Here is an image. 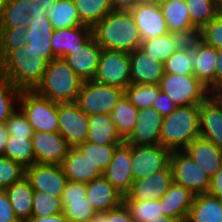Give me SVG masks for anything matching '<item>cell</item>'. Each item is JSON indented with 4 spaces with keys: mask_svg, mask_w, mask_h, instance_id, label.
<instances>
[{
    "mask_svg": "<svg viewBox=\"0 0 222 222\" xmlns=\"http://www.w3.org/2000/svg\"><path fill=\"white\" fill-rule=\"evenodd\" d=\"M200 137L222 148V105L210 94L199 105Z\"/></svg>",
    "mask_w": 222,
    "mask_h": 222,
    "instance_id": "22",
    "label": "cell"
},
{
    "mask_svg": "<svg viewBox=\"0 0 222 222\" xmlns=\"http://www.w3.org/2000/svg\"><path fill=\"white\" fill-rule=\"evenodd\" d=\"M28 21V15L19 8V0H5L0 13V28L27 27Z\"/></svg>",
    "mask_w": 222,
    "mask_h": 222,
    "instance_id": "44",
    "label": "cell"
},
{
    "mask_svg": "<svg viewBox=\"0 0 222 222\" xmlns=\"http://www.w3.org/2000/svg\"><path fill=\"white\" fill-rule=\"evenodd\" d=\"M160 7L170 33L186 41L198 36L199 30L192 24L185 0H170Z\"/></svg>",
    "mask_w": 222,
    "mask_h": 222,
    "instance_id": "23",
    "label": "cell"
},
{
    "mask_svg": "<svg viewBox=\"0 0 222 222\" xmlns=\"http://www.w3.org/2000/svg\"><path fill=\"white\" fill-rule=\"evenodd\" d=\"M87 222H109V211L96 212Z\"/></svg>",
    "mask_w": 222,
    "mask_h": 222,
    "instance_id": "59",
    "label": "cell"
},
{
    "mask_svg": "<svg viewBox=\"0 0 222 222\" xmlns=\"http://www.w3.org/2000/svg\"><path fill=\"white\" fill-rule=\"evenodd\" d=\"M86 192V183L67 181L61 197L67 222H87L96 213L86 199Z\"/></svg>",
    "mask_w": 222,
    "mask_h": 222,
    "instance_id": "17",
    "label": "cell"
},
{
    "mask_svg": "<svg viewBox=\"0 0 222 222\" xmlns=\"http://www.w3.org/2000/svg\"><path fill=\"white\" fill-rule=\"evenodd\" d=\"M212 178L222 166V148L202 137L196 138L184 150Z\"/></svg>",
    "mask_w": 222,
    "mask_h": 222,
    "instance_id": "27",
    "label": "cell"
},
{
    "mask_svg": "<svg viewBox=\"0 0 222 222\" xmlns=\"http://www.w3.org/2000/svg\"><path fill=\"white\" fill-rule=\"evenodd\" d=\"M145 1L161 6L162 4L167 3L170 0H145Z\"/></svg>",
    "mask_w": 222,
    "mask_h": 222,
    "instance_id": "63",
    "label": "cell"
},
{
    "mask_svg": "<svg viewBox=\"0 0 222 222\" xmlns=\"http://www.w3.org/2000/svg\"><path fill=\"white\" fill-rule=\"evenodd\" d=\"M186 222H222V200L208 192L195 195Z\"/></svg>",
    "mask_w": 222,
    "mask_h": 222,
    "instance_id": "32",
    "label": "cell"
},
{
    "mask_svg": "<svg viewBox=\"0 0 222 222\" xmlns=\"http://www.w3.org/2000/svg\"><path fill=\"white\" fill-rule=\"evenodd\" d=\"M20 93L8 79L0 78V124L6 123L17 109Z\"/></svg>",
    "mask_w": 222,
    "mask_h": 222,
    "instance_id": "42",
    "label": "cell"
},
{
    "mask_svg": "<svg viewBox=\"0 0 222 222\" xmlns=\"http://www.w3.org/2000/svg\"><path fill=\"white\" fill-rule=\"evenodd\" d=\"M215 70V89L222 87V48L218 49V57Z\"/></svg>",
    "mask_w": 222,
    "mask_h": 222,
    "instance_id": "57",
    "label": "cell"
},
{
    "mask_svg": "<svg viewBox=\"0 0 222 222\" xmlns=\"http://www.w3.org/2000/svg\"><path fill=\"white\" fill-rule=\"evenodd\" d=\"M102 176L123 195L131 190L134 182L131 170V145L123 142L116 147L112 160Z\"/></svg>",
    "mask_w": 222,
    "mask_h": 222,
    "instance_id": "14",
    "label": "cell"
},
{
    "mask_svg": "<svg viewBox=\"0 0 222 222\" xmlns=\"http://www.w3.org/2000/svg\"><path fill=\"white\" fill-rule=\"evenodd\" d=\"M81 22L94 27L112 11L110 0H73Z\"/></svg>",
    "mask_w": 222,
    "mask_h": 222,
    "instance_id": "38",
    "label": "cell"
},
{
    "mask_svg": "<svg viewBox=\"0 0 222 222\" xmlns=\"http://www.w3.org/2000/svg\"><path fill=\"white\" fill-rule=\"evenodd\" d=\"M58 124L61 134L70 148L87 141L88 116L75 102L58 103Z\"/></svg>",
    "mask_w": 222,
    "mask_h": 222,
    "instance_id": "11",
    "label": "cell"
},
{
    "mask_svg": "<svg viewBox=\"0 0 222 222\" xmlns=\"http://www.w3.org/2000/svg\"><path fill=\"white\" fill-rule=\"evenodd\" d=\"M160 92L159 85L154 84H129L124 90L125 96L138 110L151 108Z\"/></svg>",
    "mask_w": 222,
    "mask_h": 222,
    "instance_id": "41",
    "label": "cell"
},
{
    "mask_svg": "<svg viewBox=\"0 0 222 222\" xmlns=\"http://www.w3.org/2000/svg\"><path fill=\"white\" fill-rule=\"evenodd\" d=\"M32 136L8 135L4 153L5 157L21 164L24 168L35 164Z\"/></svg>",
    "mask_w": 222,
    "mask_h": 222,
    "instance_id": "36",
    "label": "cell"
},
{
    "mask_svg": "<svg viewBox=\"0 0 222 222\" xmlns=\"http://www.w3.org/2000/svg\"><path fill=\"white\" fill-rule=\"evenodd\" d=\"M146 222H180L177 218L168 216H159L153 219H147Z\"/></svg>",
    "mask_w": 222,
    "mask_h": 222,
    "instance_id": "60",
    "label": "cell"
},
{
    "mask_svg": "<svg viewBox=\"0 0 222 222\" xmlns=\"http://www.w3.org/2000/svg\"><path fill=\"white\" fill-rule=\"evenodd\" d=\"M197 37L209 46L222 48V11L198 31Z\"/></svg>",
    "mask_w": 222,
    "mask_h": 222,
    "instance_id": "48",
    "label": "cell"
},
{
    "mask_svg": "<svg viewBox=\"0 0 222 222\" xmlns=\"http://www.w3.org/2000/svg\"><path fill=\"white\" fill-rule=\"evenodd\" d=\"M185 41L181 36L169 32L166 35L142 41L140 48L156 61L164 64Z\"/></svg>",
    "mask_w": 222,
    "mask_h": 222,
    "instance_id": "33",
    "label": "cell"
},
{
    "mask_svg": "<svg viewBox=\"0 0 222 222\" xmlns=\"http://www.w3.org/2000/svg\"><path fill=\"white\" fill-rule=\"evenodd\" d=\"M61 166L69 181L89 183L101 176L92 163L77 148H69Z\"/></svg>",
    "mask_w": 222,
    "mask_h": 222,
    "instance_id": "29",
    "label": "cell"
},
{
    "mask_svg": "<svg viewBox=\"0 0 222 222\" xmlns=\"http://www.w3.org/2000/svg\"><path fill=\"white\" fill-rule=\"evenodd\" d=\"M19 8L28 15L31 11V0H19Z\"/></svg>",
    "mask_w": 222,
    "mask_h": 222,
    "instance_id": "61",
    "label": "cell"
},
{
    "mask_svg": "<svg viewBox=\"0 0 222 222\" xmlns=\"http://www.w3.org/2000/svg\"><path fill=\"white\" fill-rule=\"evenodd\" d=\"M31 140L35 163L39 164L61 165L70 148L59 133L36 131Z\"/></svg>",
    "mask_w": 222,
    "mask_h": 222,
    "instance_id": "16",
    "label": "cell"
},
{
    "mask_svg": "<svg viewBox=\"0 0 222 222\" xmlns=\"http://www.w3.org/2000/svg\"><path fill=\"white\" fill-rule=\"evenodd\" d=\"M92 30L102 49L131 53L142 43L130 11H111Z\"/></svg>",
    "mask_w": 222,
    "mask_h": 222,
    "instance_id": "1",
    "label": "cell"
},
{
    "mask_svg": "<svg viewBox=\"0 0 222 222\" xmlns=\"http://www.w3.org/2000/svg\"><path fill=\"white\" fill-rule=\"evenodd\" d=\"M163 116L153 107L138 110L136 124L124 140L129 145H159Z\"/></svg>",
    "mask_w": 222,
    "mask_h": 222,
    "instance_id": "18",
    "label": "cell"
},
{
    "mask_svg": "<svg viewBox=\"0 0 222 222\" xmlns=\"http://www.w3.org/2000/svg\"><path fill=\"white\" fill-rule=\"evenodd\" d=\"M171 151L162 145H131V170L135 180L143 179L170 165Z\"/></svg>",
    "mask_w": 222,
    "mask_h": 222,
    "instance_id": "10",
    "label": "cell"
},
{
    "mask_svg": "<svg viewBox=\"0 0 222 222\" xmlns=\"http://www.w3.org/2000/svg\"><path fill=\"white\" fill-rule=\"evenodd\" d=\"M25 176V168L4 155H0V190H5Z\"/></svg>",
    "mask_w": 222,
    "mask_h": 222,
    "instance_id": "47",
    "label": "cell"
},
{
    "mask_svg": "<svg viewBox=\"0 0 222 222\" xmlns=\"http://www.w3.org/2000/svg\"><path fill=\"white\" fill-rule=\"evenodd\" d=\"M142 0H110L112 11H130Z\"/></svg>",
    "mask_w": 222,
    "mask_h": 222,
    "instance_id": "55",
    "label": "cell"
},
{
    "mask_svg": "<svg viewBox=\"0 0 222 222\" xmlns=\"http://www.w3.org/2000/svg\"><path fill=\"white\" fill-rule=\"evenodd\" d=\"M54 30L85 25L81 22L73 0H58L46 13Z\"/></svg>",
    "mask_w": 222,
    "mask_h": 222,
    "instance_id": "34",
    "label": "cell"
},
{
    "mask_svg": "<svg viewBox=\"0 0 222 222\" xmlns=\"http://www.w3.org/2000/svg\"><path fill=\"white\" fill-rule=\"evenodd\" d=\"M18 107L34 132L59 133L58 103L38 95L34 90H22Z\"/></svg>",
    "mask_w": 222,
    "mask_h": 222,
    "instance_id": "5",
    "label": "cell"
},
{
    "mask_svg": "<svg viewBox=\"0 0 222 222\" xmlns=\"http://www.w3.org/2000/svg\"><path fill=\"white\" fill-rule=\"evenodd\" d=\"M197 53V63L194 68L195 77L205 85L210 92L215 90V70L218 49L205 44L198 37L187 41Z\"/></svg>",
    "mask_w": 222,
    "mask_h": 222,
    "instance_id": "24",
    "label": "cell"
},
{
    "mask_svg": "<svg viewBox=\"0 0 222 222\" xmlns=\"http://www.w3.org/2000/svg\"><path fill=\"white\" fill-rule=\"evenodd\" d=\"M120 144H96L85 141L76 148L92 163L94 168L102 175L112 160L114 150Z\"/></svg>",
    "mask_w": 222,
    "mask_h": 222,
    "instance_id": "39",
    "label": "cell"
},
{
    "mask_svg": "<svg viewBox=\"0 0 222 222\" xmlns=\"http://www.w3.org/2000/svg\"><path fill=\"white\" fill-rule=\"evenodd\" d=\"M6 126L9 135L15 136H32L33 129L29 124L25 114L22 110L17 107V109L11 114V116L6 120Z\"/></svg>",
    "mask_w": 222,
    "mask_h": 222,
    "instance_id": "49",
    "label": "cell"
},
{
    "mask_svg": "<svg viewBox=\"0 0 222 222\" xmlns=\"http://www.w3.org/2000/svg\"><path fill=\"white\" fill-rule=\"evenodd\" d=\"M128 208L131 217L135 222H146L147 219H153L163 216L160 200L155 201H123Z\"/></svg>",
    "mask_w": 222,
    "mask_h": 222,
    "instance_id": "45",
    "label": "cell"
},
{
    "mask_svg": "<svg viewBox=\"0 0 222 222\" xmlns=\"http://www.w3.org/2000/svg\"><path fill=\"white\" fill-rule=\"evenodd\" d=\"M110 115L115 124L117 133L123 140H125L134 129L138 109L130 103L124 94L112 109Z\"/></svg>",
    "mask_w": 222,
    "mask_h": 222,
    "instance_id": "35",
    "label": "cell"
},
{
    "mask_svg": "<svg viewBox=\"0 0 222 222\" xmlns=\"http://www.w3.org/2000/svg\"><path fill=\"white\" fill-rule=\"evenodd\" d=\"M58 0H31V11L28 13L29 19L35 16L46 15L49 11V5L55 4Z\"/></svg>",
    "mask_w": 222,
    "mask_h": 222,
    "instance_id": "52",
    "label": "cell"
},
{
    "mask_svg": "<svg viewBox=\"0 0 222 222\" xmlns=\"http://www.w3.org/2000/svg\"><path fill=\"white\" fill-rule=\"evenodd\" d=\"M197 53L185 41L165 62L164 71L169 74H194Z\"/></svg>",
    "mask_w": 222,
    "mask_h": 222,
    "instance_id": "37",
    "label": "cell"
},
{
    "mask_svg": "<svg viewBox=\"0 0 222 222\" xmlns=\"http://www.w3.org/2000/svg\"><path fill=\"white\" fill-rule=\"evenodd\" d=\"M208 193L222 200V166L218 172L211 178Z\"/></svg>",
    "mask_w": 222,
    "mask_h": 222,
    "instance_id": "54",
    "label": "cell"
},
{
    "mask_svg": "<svg viewBox=\"0 0 222 222\" xmlns=\"http://www.w3.org/2000/svg\"><path fill=\"white\" fill-rule=\"evenodd\" d=\"M92 36V27L88 25L54 30L51 37L52 53L55 58H64L76 48L82 47Z\"/></svg>",
    "mask_w": 222,
    "mask_h": 222,
    "instance_id": "26",
    "label": "cell"
},
{
    "mask_svg": "<svg viewBox=\"0 0 222 222\" xmlns=\"http://www.w3.org/2000/svg\"><path fill=\"white\" fill-rule=\"evenodd\" d=\"M173 182L170 165L159 172L140 180H135L131 190L123 196V201H155L167 192Z\"/></svg>",
    "mask_w": 222,
    "mask_h": 222,
    "instance_id": "15",
    "label": "cell"
},
{
    "mask_svg": "<svg viewBox=\"0 0 222 222\" xmlns=\"http://www.w3.org/2000/svg\"><path fill=\"white\" fill-rule=\"evenodd\" d=\"M62 212L61 197L50 196L44 192L34 191L32 216L48 217Z\"/></svg>",
    "mask_w": 222,
    "mask_h": 222,
    "instance_id": "43",
    "label": "cell"
},
{
    "mask_svg": "<svg viewBox=\"0 0 222 222\" xmlns=\"http://www.w3.org/2000/svg\"><path fill=\"white\" fill-rule=\"evenodd\" d=\"M0 222H19L5 190H0Z\"/></svg>",
    "mask_w": 222,
    "mask_h": 222,
    "instance_id": "50",
    "label": "cell"
},
{
    "mask_svg": "<svg viewBox=\"0 0 222 222\" xmlns=\"http://www.w3.org/2000/svg\"><path fill=\"white\" fill-rule=\"evenodd\" d=\"M53 32V26L46 15L35 16L34 19H29L27 32L23 37L28 49L41 54L48 63L55 58L51 47Z\"/></svg>",
    "mask_w": 222,
    "mask_h": 222,
    "instance_id": "21",
    "label": "cell"
},
{
    "mask_svg": "<svg viewBox=\"0 0 222 222\" xmlns=\"http://www.w3.org/2000/svg\"><path fill=\"white\" fill-rule=\"evenodd\" d=\"M130 13L138 27L141 41L169 33L160 6L142 0L130 10Z\"/></svg>",
    "mask_w": 222,
    "mask_h": 222,
    "instance_id": "13",
    "label": "cell"
},
{
    "mask_svg": "<svg viewBox=\"0 0 222 222\" xmlns=\"http://www.w3.org/2000/svg\"><path fill=\"white\" fill-rule=\"evenodd\" d=\"M216 5L222 10V0H213Z\"/></svg>",
    "mask_w": 222,
    "mask_h": 222,
    "instance_id": "64",
    "label": "cell"
},
{
    "mask_svg": "<svg viewBox=\"0 0 222 222\" xmlns=\"http://www.w3.org/2000/svg\"><path fill=\"white\" fill-rule=\"evenodd\" d=\"M109 222H135L128 208L122 203L119 207L109 210Z\"/></svg>",
    "mask_w": 222,
    "mask_h": 222,
    "instance_id": "53",
    "label": "cell"
},
{
    "mask_svg": "<svg viewBox=\"0 0 222 222\" xmlns=\"http://www.w3.org/2000/svg\"><path fill=\"white\" fill-rule=\"evenodd\" d=\"M192 24L200 30L222 10L213 0H185Z\"/></svg>",
    "mask_w": 222,
    "mask_h": 222,
    "instance_id": "40",
    "label": "cell"
},
{
    "mask_svg": "<svg viewBox=\"0 0 222 222\" xmlns=\"http://www.w3.org/2000/svg\"><path fill=\"white\" fill-rule=\"evenodd\" d=\"M129 55L131 84L159 85L165 73L164 64L146 54L140 47Z\"/></svg>",
    "mask_w": 222,
    "mask_h": 222,
    "instance_id": "20",
    "label": "cell"
},
{
    "mask_svg": "<svg viewBox=\"0 0 222 222\" xmlns=\"http://www.w3.org/2000/svg\"><path fill=\"white\" fill-rule=\"evenodd\" d=\"M101 51L102 48L92 36L82 47L67 54L64 60L83 81H89L96 75Z\"/></svg>",
    "mask_w": 222,
    "mask_h": 222,
    "instance_id": "19",
    "label": "cell"
},
{
    "mask_svg": "<svg viewBox=\"0 0 222 222\" xmlns=\"http://www.w3.org/2000/svg\"><path fill=\"white\" fill-rule=\"evenodd\" d=\"M8 135L6 124H0V155L4 153Z\"/></svg>",
    "mask_w": 222,
    "mask_h": 222,
    "instance_id": "58",
    "label": "cell"
},
{
    "mask_svg": "<svg viewBox=\"0 0 222 222\" xmlns=\"http://www.w3.org/2000/svg\"><path fill=\"white\" fill-rule=\"evenodd\" d=\"M2 77V60L0 59V78Z\"/></svg>",
    "mask_w": 222,
    "mask_h": 222,
    "instance_id": "66",
    "label": "cell"
},
{
    "mask_svg": "<svg viewBox=\"0 0 222 222\" xmlns=\"http://www.w3.org/2000/svg\"><path fill=\"white\" fill-rule=\"evenodd\" d=\"M86 199L96 212L109 211L123 203V194L102 175L86 183Z\"/></svg>",
    "mask_w": 222,
    "mask_h": 222,
    "instance_id": "25",
    "label": "cell"
},
{
    "mask_svg": "<svg viewBox=\"0 0 222 222\" xmlns=\"http://www.w3.org/2000/svg\"><path fill=\"white\" fill-rule=\"evenodd\" d=\"M160 91L178 106L200 105L211 92L194 74L164 73L159 83Z\"/></svg>",
    "mask_w": 222,
    "mask_h": 222,
    "instance_id": "6",
    "label": "cell"
},
{
    "mask_svg": "<svg viewBox=\"0 0 222 222\" xmlns=\"http://www.w3.org/2000/svg\"><path fill=\"white\" fill-rule=\"evenodd\" d=\"M87 141L96 144H122L110 114L97 113L88 116Z\"/></svg>",
    "mask_w": 222,
    "mask_h": 222,
    "instance_id": "30",
    "label": "cell"
},
{
    "mask_svg": "<svg viewBox=\"0 0 222 222\" xmlns=\"http://www.w3.org/2000/svg\"><path fill=\"white\" fill-rule=\"evenodd\" d=\"M48 62L24 47H18L10 51L2 59V77L8 79L16 88L22 90H34L41 82Z\"/></svg>",
    "mask_w": 222,
    "mask_h": 222,
    "instance_id": "2",
    "label": "cell"
},
{
    "mask_svg": "<svg viewBox=\"0 0 222 222\" xmlns=\"http://www.w3.org/2000/svg\"><path fill=\"white\" fill-rule=\"evenodd\" d=\"M152 107L162 116H166L174 111L177 105L168 97L167 94L160 92L157 99L153 102Z\"/></svg>",
    "mask_w": 222,
    "mask_h": 222,
    "instance_id": "51",
    "label": "cell"
},
{
    "mask_svg": "<svg viewBox=\"0 0 222 222\" xmlns=\"http://www.w3.org/2000/svg\"><path fill=\"white\" fill-rule=\"evenodd\" d=\"M83 80L72 70L64 58H54L48 63L41 82L34 91L56 103L75 102Z\"/></svg>",
    "mask_w": 222,
    "mask_h": 222,
    "instance_id": "4",
    "label": "cell"
},
{
    "mask_svg": "<svg viewBox=\"0 0 222 222\" xmlns=\"http://www.w3.org/2000/svg\"><path fill=\"white\" fill-rule=\"evenodd\" d=\"M23 222H67V220L63 213H59L48 217L32 216Z\"/></svg>",
    "mask_w": 222,
    "mask_h": 222,
    "instance_id": "56",
    "label": "cell"
},
{
    "mask_svg": "<svg viewBox=\"0 0 222 222\" xmlns=\"http://www.w3.org/2000/svg\"><path fill=\"white\" fill-rule=\"evenodd\" d=\"M93 80L125 90L131 84L129 53L102 49Z\"/></svg>",
    "mask_w": 222,
    "mask_h": 222,
    "instance_id": "9",
    "label": "cell"
},
{
    "mask_svg": "<svg viewBox=\"0 0 222 222\" xmlns=\"http://www.w3.org/2000/svg\"><path fill=\"white\" fill-rule=\"evenodd\" d=\"M27 27L20 28H0V59L2 60L10 51L24 47L26 42L24 36Z\"/></svg>",
    "mask_w": 222,
    "mask_h": 222,
    "instance_id": "46",
    "label": "cell"
},
{
    "mask_svg": "<svg viewBox=\"0 0 222 222\" xmlns=\"http://www.w3.org/2000/svg\"><path fill=\"white\" fill-rule=\"evenodd\" d=\"M5 192L19 222L32 217L34 190L31 187L30 181L25 176L6 188Z\"/></svg>",
    "mask_w": 222,
    "mask_h": 222,
    "instance_id": "31",
    "label": "cell"
},
{
    "mask_svg": "<svg viewBox=\"0 0 222 222\" xmlns=\"http://www.w3.org/2000/svg\"><path fill=\"white\" fill-rule=\"evenodd\" d=\"M25 177L34 191L62 197L68 179L61 165L39 164L25 168Z\"/></svg>",
    "mask_w": 222,
    "mask_h": 222,
    "instance_id": "12",
    "label": "cell"
},
{
    "mask_svg": "<svg viewBox=\"0 0 222 222\" xmlns=\"http://www.w3.org/2000/svg\"><path fill=\"white\" fill-rule=\"evenodd\" d=\"M123 95L124 89L89 80L83 81L75 103L87 116L111 114Z\"/></svg>",
    "mask_w": 222,
    "mask_h": 222,
    "instance_id": "7",
    "label": "cell"
},
{
    "mask_svg": "<svg viewBox=\"0 0 222 222\" xmlns=\"http://www.w3.org/2000/svg\"><path fill=\"white\" fill-rule=\"evenodd\" d=\"M200 137L199 105L178 106L163 116L160 145L167 150L183 151Z\"/></svg>",
    "mask_w": 222,
    "mask_h": 222,
    "instance_id": "3",
    "label": "cell"
},
{
    "mask_svg": "<svg viewBox=\"0 0 222 222\" xmlns=\"http://www.w3.org/2000/svg\"><path fill=\"white\" fill-rule=\"evenodd\" d=\"M173 182L189 189L193 194L207 193L210 176L184 151H173L170 158Z\"/></svg>",
    "mask_w": 222,
    "mask_h": 222,
    "instance_id": "8",
    "label": "cell"
},
{
    "mask_svg": "<svg viewBox=\"0 0 222 222\" xmlns=\"http://www.w3.org/2000/svg\"><path fill=\"white\" fill-rule=\"evenodd\" d=\"M195 194L189 189L172 182L167 192L160 198L164 216L186 222Z\"/></svg>",
    "mask_w": 222,
    "mask_h": 222,
    "instance_id": "28",
    "label": "cell"
},
{
    "mask_svg": "<svg viewBox=\"0 0 222 222\" xmlns=\"http://www.w3.org/2000/svg\"><path fill=\"white\" fill-rule=\"evenodd\" d=\"M211 94L219 101L222 105V87L215 89Z\"/></svg>",
    "mask_w": 222,
    "mask_h": 222,
    "instance_id": "62",
    "label": "cell"
},
{
    "mask_svg": "<svg viewBox=\"0 0 222 222\" xmlns=\"http://www.w3.org/2000/svg\"><path fill=\"white\" fill-rule=\"evenodd\" d=\"M4 3H5V0H0V13L3 9Z\"/></svg>",
    "mask_w": 222,
    "mask_h": 222,
    "instance_id": "65",
    "label": "cell"
}]
</instances>
